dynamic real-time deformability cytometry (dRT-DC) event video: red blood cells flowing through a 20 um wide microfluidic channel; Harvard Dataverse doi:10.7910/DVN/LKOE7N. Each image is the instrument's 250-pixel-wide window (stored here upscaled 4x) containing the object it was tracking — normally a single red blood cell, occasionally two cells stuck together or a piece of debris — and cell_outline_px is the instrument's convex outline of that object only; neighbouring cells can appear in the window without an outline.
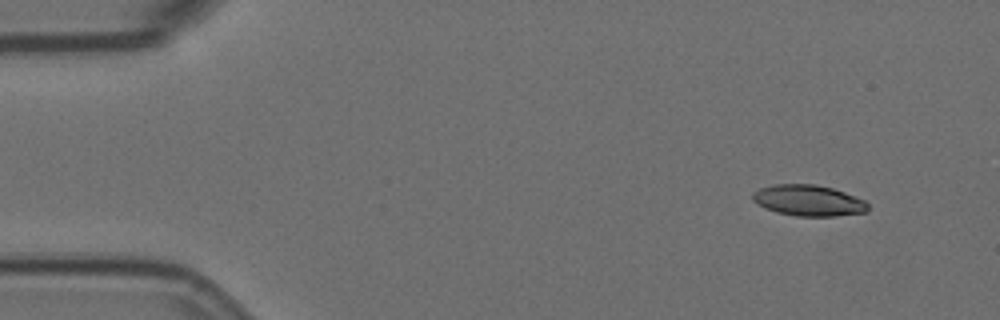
{"species": "Egyptian fruit bat (a non-hibernating species)", "species_latin": "Rousettus aegyptiacus", "temperature_condition": "room temperature", "stored_images_in_passage": 4, "camera_frame_rate_fps": 3000, "um_per_image_px": 0.085, "animal": {"sex": "female"}, "frame": {"image": 1, "passage_image": 1, "time_ms": 0.0, "image_size_px": [1000, 320], "cell_outline_px": [[868, 208], [864, 212], [836, 216], [796, 216], [776, 212], [764, 208], [756, 204], [752, 200], [752, 192], [760, 188], [776, 184], [816, 184], [832, 188], [844, 192], [864, 200], [868, 204]], "centroid_in_image_um": [68.67, 17.04], "position_along_channel_um": 16.3, "area_um2": 20.87}}
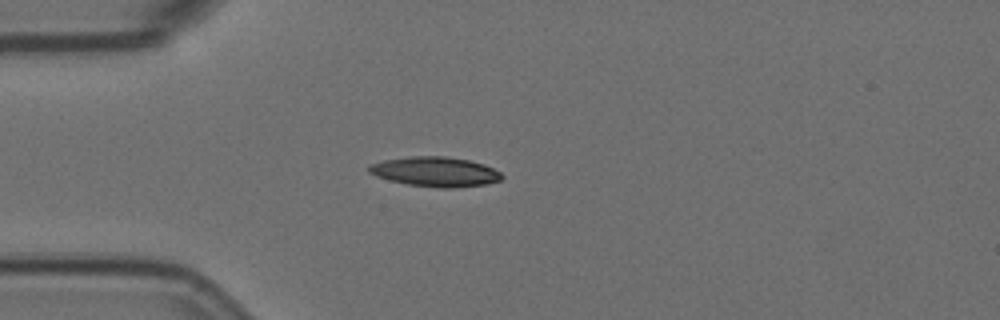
{"frame": {"image": 2, "passage_image": 4, "time_ms": 1.0, "image_size_px": [1000, 320], "cell_outline_px": [[504, 176], [500, 180], [488, 184], [452, 188], [440, 188], [408, 184], [376, 176], [368, 172], [368, 164], [384, 160], [408, 156], [448, 156], [468, 160], [484, 164], [500, 172]], "centroid_in_image_um": [37.0, 14.59], "position_along_channel_um": 48.0, "area_um2": 23.06}}